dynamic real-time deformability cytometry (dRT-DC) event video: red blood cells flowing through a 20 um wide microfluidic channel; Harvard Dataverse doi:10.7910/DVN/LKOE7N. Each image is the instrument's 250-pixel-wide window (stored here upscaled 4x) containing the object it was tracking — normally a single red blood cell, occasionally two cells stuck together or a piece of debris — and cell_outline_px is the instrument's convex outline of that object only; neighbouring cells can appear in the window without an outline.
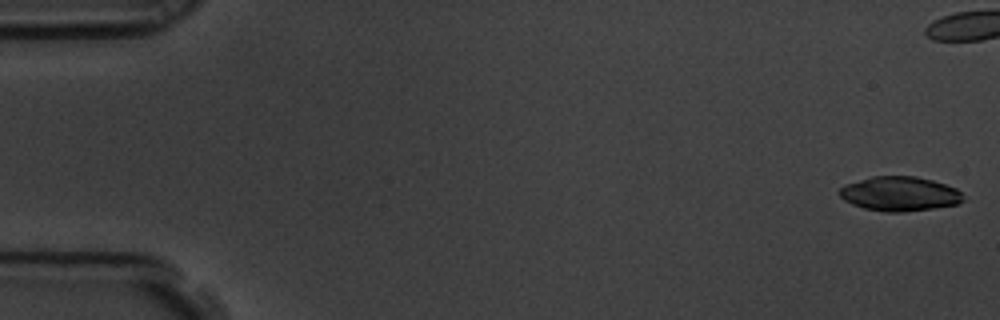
{"species": "common noctule bat (a hibernating species)", "species_latin": "Nyctalus noctula", "temperature_condition": "room temperature", "stored_images_in_passage": 7, "camera_frame_rate_fps": 3000, "um_per_image_px": 0.085, "animal": {"sex": "male", "body_mass_g": 19.5, "forearm_length_mm": 54.6}, "frame": {"image": 1, "passage_image": 1, "time_ms": 0.0, "image_size_px": [1000, 320], "cell_outline_px": [[964, 200], [956, 204], [932, 208], [900, 212], [884, 212], [864, 208], [852, 204], [844, 200], [840, 196], [840, 188], [844, 184], [872, 176], [916, 176], [932, 180], [956, 188], [964, 196]], "centroid_in_image_um": [76.45, 16.47], "position_along_channel_um": 8.5, "area_um2": 24.74}}
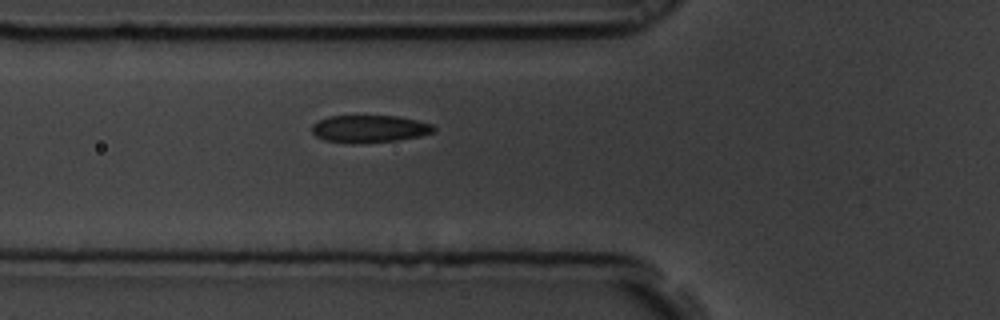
{"frame": {"image": 2, "passage_image": 7, "time_ms": 2.0, "image_size_px": [1000, 320], "cell_outline_px": [[436, 128], [432, 132], [420, 136], [396, 140], [360, 144], [352, 144], [324, 140], [316, 136], [312, 132], [312, 124], [328, 116], [396, 116], [416, 120], [432, 124]], "centroid_in_image_um": [31.37, 10.96], "position_along_channel_um": 94.4, "area_um2": 19.48}}